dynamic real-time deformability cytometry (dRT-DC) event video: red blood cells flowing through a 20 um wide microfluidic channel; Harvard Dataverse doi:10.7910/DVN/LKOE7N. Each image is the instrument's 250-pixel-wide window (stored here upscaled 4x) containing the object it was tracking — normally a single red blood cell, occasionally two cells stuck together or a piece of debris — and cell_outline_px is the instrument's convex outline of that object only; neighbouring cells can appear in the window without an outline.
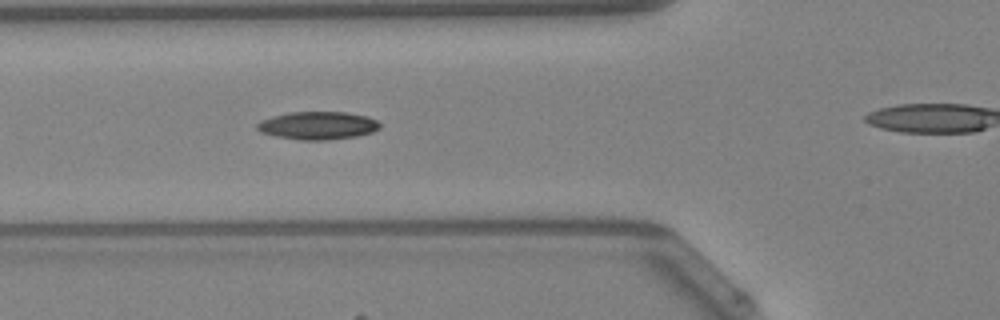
{"species": "Egyptian fruit bat (a non-hibernating species)", "species_latin": "Rousettus aegyptiacus", "temperature_condition": "warm", "stored_images_in_passage": 16, "camera_frame_rate_fps": 3000, "um_per_image_px": 0.085, "animal": {"sex": "female"}, "frame": {"image": 1, "passage_image": 7, "time_ms": 2.0, "image_size_px": [1000, 320], "cell_outline_px": [[380, 128], [372, 132], [356, 136], [328, 140], [300, 140], [276, 136], [260, 132], [256, 128], [256, 124], [260, 120], [272, 116], [288, 112], [348, 112], [368, 116], [376, 120], [380, 124]], "centroid_in_image_um": [27.0, 10.66], "position_along_channel_um": 98.8, "area_um2": 20.11}}